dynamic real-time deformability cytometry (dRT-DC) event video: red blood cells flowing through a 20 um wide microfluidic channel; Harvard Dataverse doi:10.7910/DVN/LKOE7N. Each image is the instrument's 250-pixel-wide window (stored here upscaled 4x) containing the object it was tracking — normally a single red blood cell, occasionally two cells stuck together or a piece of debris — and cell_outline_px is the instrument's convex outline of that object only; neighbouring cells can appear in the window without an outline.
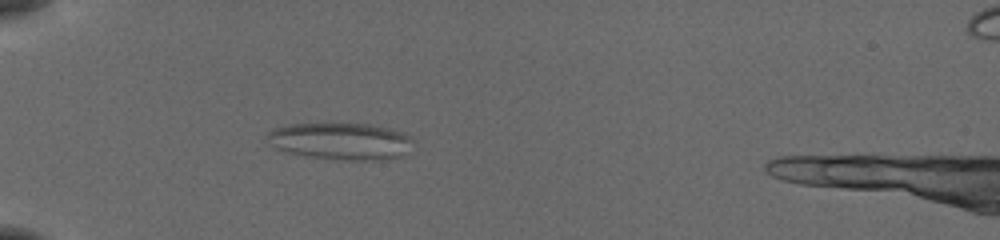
{"species": "common noctule bat (a hibernating species)", "species_latin": "Nyctalus noctula", "temperature_condition": "cold", "stored_images_in_passage": 51, "camera_frame_rate_fps": 3000, "um_per_image_px": 0.085, "animal": {"sex": "female", "body_mass_g": 19.5, "forearm_length_mm": 54.1}, "frame": {"image": 1, "passage_image": 14, "time_ms": 4.333, "image_size_px": [1000, 240], "cell_outline_px": [[412, 140], [400, 156], [388, 160], [344, 160], [312, 156], [288, 152], [276, 148], [264, 136], [268, 132], [276, 128], [292, 124], [368, 124], [388, 128], [400, 132], [408, 136]], "centroid_in_image_um": [28.92, 12.0], "position_along_channel_um": 56.1, "area_um2": 30.69}}
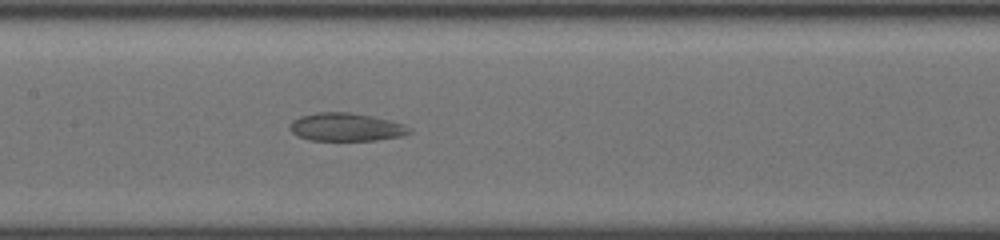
{"frame": {"image": 2, "passage_image": 25, "time_ms": 8.0, "image_size_px": [1000, 240], "cell_outline_px": [[412, 132], [400, 136], [376, 140], [308, 140], [296, 136], [288, 128], [292, 120], [300, 116], [316, 112], [348, 112], [388, 120], [404, 124], [412, 128]], "centroid_in_image_um": [29.37, 10.8], "position_along_channel_um": 178.0, "area_um2": 19.54}}
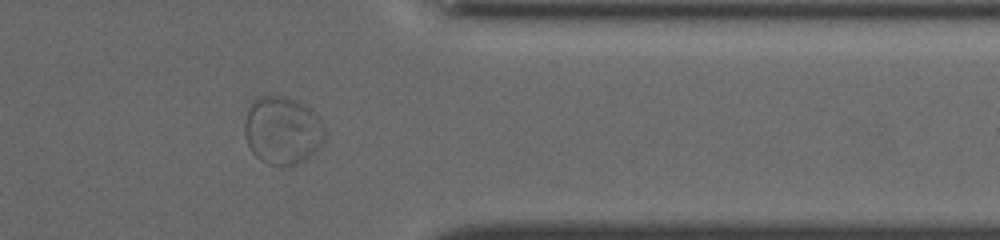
{"frame": {"image": 3, "passage_image": 42, "time_ms": 13.667, "image_size_px": [1000, 240], "cell_outline_px": [[324, 140], [304, 160], [296, 164], [268, 164], [260, 160], [252, 152], [248, 144], [244, 132], [244, 124], [252, 100], [256, 96], [280, 96], [296, 100], [308, 108], [324, 124]], "centroid_in_image_um": [23.97, 11.07], "position_along_channel_um": 387.4, "area_um2": 31.15}}